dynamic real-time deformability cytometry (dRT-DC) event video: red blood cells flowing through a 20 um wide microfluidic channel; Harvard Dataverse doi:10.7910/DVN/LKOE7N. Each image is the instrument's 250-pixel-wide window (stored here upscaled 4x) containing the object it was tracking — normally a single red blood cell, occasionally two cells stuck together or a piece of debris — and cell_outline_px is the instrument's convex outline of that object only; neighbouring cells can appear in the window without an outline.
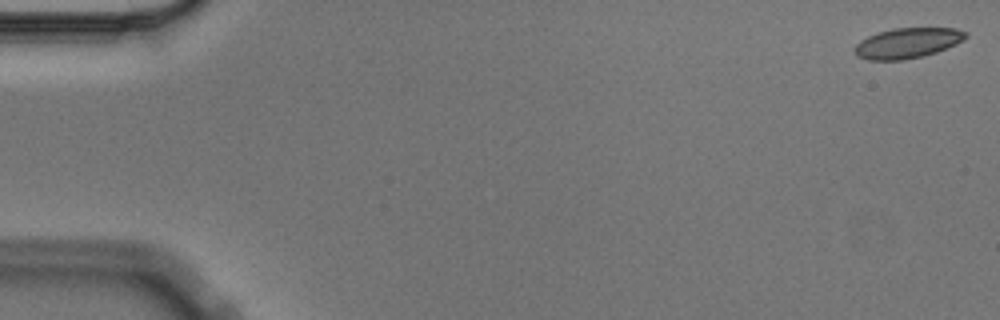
{"species": "Egyptian fruit bat (a non-hibernating species)", "species_latin": "Rousettus aegyptiacus", "temperature_condition": "cold", "stored_images_in_passage": 4, "camera_frame_rate_fps": 3000, "um_per_image_px": 0.085, "animal": {"sex": "male"}, "frame": {"image": 1, "passage_image": 1, "time_ms": 0.0, "image_size_px": [1000, 320], "cell_outline_px": [[968, 36], [964, 40], [956, 44], [936, 52], [904, 60], [868, 60], [856, 56], [852, 48], [860, 40], [876, 32], [892, 28], [956, 28], [968, 32]], "centroid_in_image_um": [77.11, 3.65], "position_along_channel_um": 7.9, "area_um2": 19.83}}
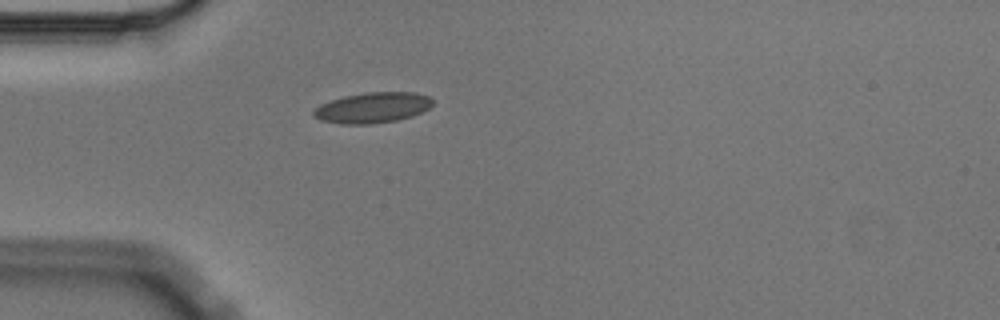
{"frame": {"image": 2, "passage_image": 4, "time_ms": 1.0, "image_size_px": [1000, 320], "cell_outline_px": [[432, 104], [428, 108], [412, 116], [396, 120], [368, 124], [340, 124], [320, 120], [312, 116], [312, 112], [320, 104], [344, 96], [368, 92], [416, 92], [428, 96], [432, 100]], "centroid_in_image_um": [31.64, 9.15], "position_along_channel_um": 53.4, "area_um2": 21.1}}